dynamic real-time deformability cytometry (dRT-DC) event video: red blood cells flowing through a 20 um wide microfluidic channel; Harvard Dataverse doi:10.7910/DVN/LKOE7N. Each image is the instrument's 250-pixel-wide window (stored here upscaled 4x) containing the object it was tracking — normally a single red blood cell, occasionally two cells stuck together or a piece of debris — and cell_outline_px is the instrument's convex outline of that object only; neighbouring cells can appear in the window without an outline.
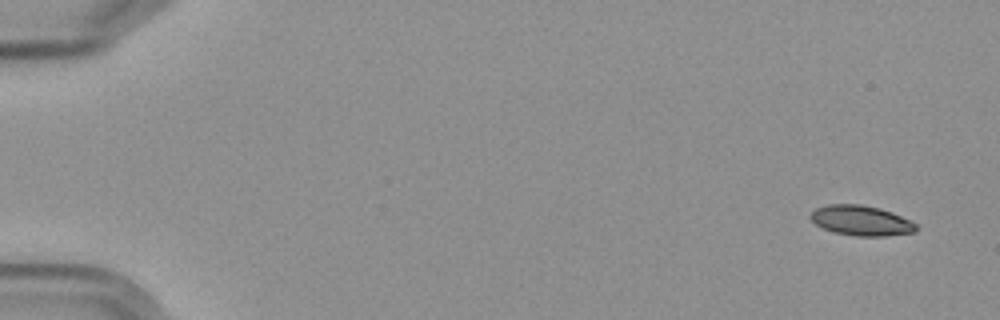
{"species": "Egyptian fruit bat (a non-hibernating species)", "species_latin": "Rousettus aegyptiacus", "temperature_condition": "cold", "stored_images_in_passage": 11, "camera_frame_rate_fps": 3000, "um_per_image_px": 0.085, "frame": {"image": 1, "passage_image": 1, "time_ms": 0.0, "image_size_px": [1000, 320], "cell_outline_px": [[916, 232], [884, 236], [856, 236], [836, 232], [824, 228], [816, 224], [808, 216], [816, 208], [828, 204], [860, 204], [880, 208], [892, 212], [916, 224]], "centroid_in_image_um": [73.19, 18.74], "position_along_channel_um": 11.8, "area_um2": 18.32}}
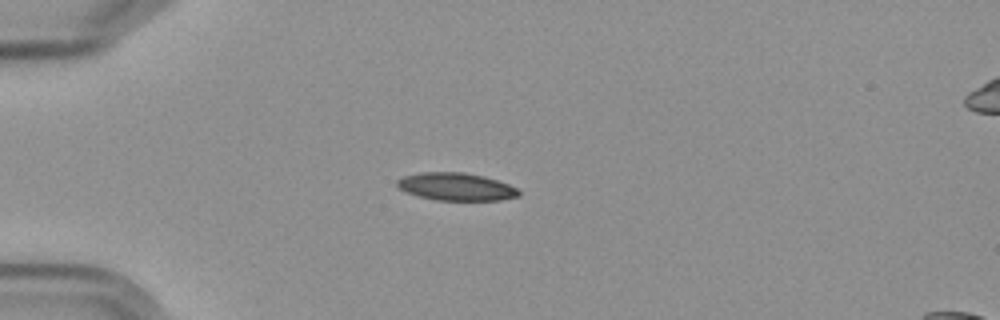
{"frame": {"image": 2, "passage_image": 4, "time_ms": 4.333, "image_size_px": [1000, 320], "cell_outline_px": [[520, 196], [500, 200], [436, 200], [420, 196], [408, 192], [400, 188], [396, 184], [396, 180], [404, 176], [420, 172], [464, 172], [484, 176], [508, 184], [516, 188], [520, 192]], "centroid_in_image_um": [38.78, 15.86], "position_along_channel_um": 46.2, "area_um2": 19.48}}
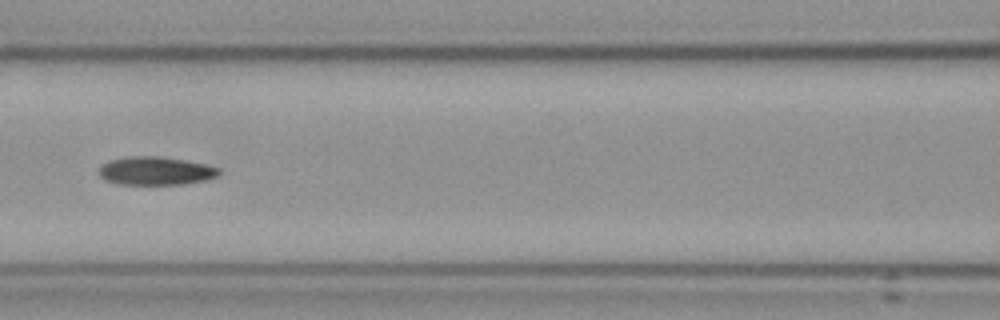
{"frame": {"image": 3, "passage_image": 7, "time_ms": 8.0, "image_size_px": [1000, 320], "cell_outline_px": [[220, 172], [216, 176], [208, 180], [184, 184], [116, 184], [104, 180], [100, 176], [100, 168], [108, 160], [128, 156], [156, 156], [184, 160], [208, 164], [220, 168]], "centroid_in_image_um": [13.25, 14.52], "position_along_channel_um": 153.4, "area_um2": 19.88}}